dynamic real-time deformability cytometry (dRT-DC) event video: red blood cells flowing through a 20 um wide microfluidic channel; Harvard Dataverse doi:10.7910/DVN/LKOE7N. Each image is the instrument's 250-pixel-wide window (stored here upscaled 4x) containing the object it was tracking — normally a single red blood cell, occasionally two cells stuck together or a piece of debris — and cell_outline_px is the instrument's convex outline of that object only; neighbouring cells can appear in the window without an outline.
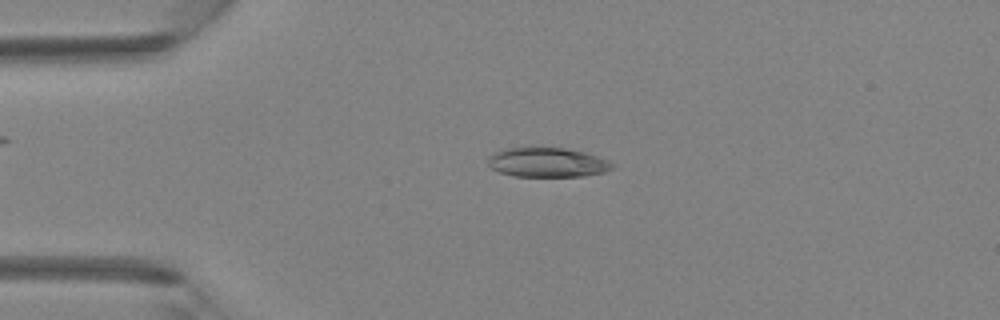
{"species": "Egyptian fruit bat (a non-hibernating species)", "species_latin": "Rousettus aegyptiacus", "temperature_condition": "room temperature", "stored_images_in_passage": 42, "camera_frame_rate_fps": 3000, "um_per_image_px": 0.085, "animal": {"sex": "female"}, "frame": {"image": 1, "passage_image": 10, "time_ms": 3.0, "image_size_px": [1000, 320], "cell_outline_px": [[616, 168], [604, 172], [584, 176], [512, 176], [500, 172], [492, 168], [488, 164], [488, 156], [492, 152], [504, 148], [564, 148], [584, 152], [608, 160], [616, 164]], "centroid_in_image_um": [46.54, 13.81], "position_along_channel_um": 38.5, "area_um2": 21.44}}
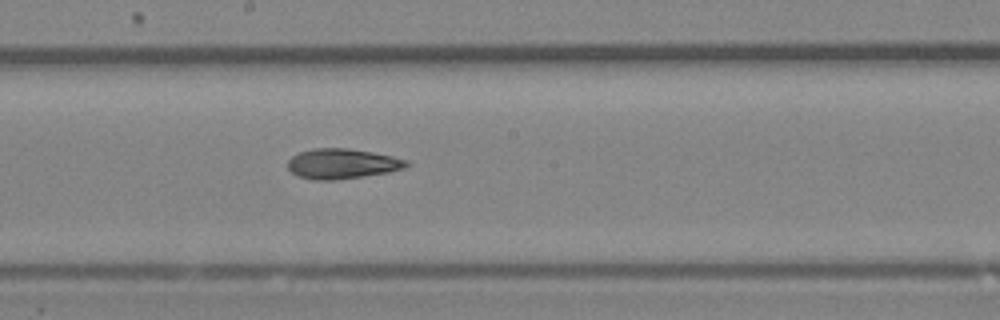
{"frame": {"image": 2, "passage_image": 23, "time_ms": 7.333, "image_size_px": [1000, 320], "cell_outline_px": [[408, 164], [404, 168], [388, 172], [364, 176], [332, 180], [312, 180], [300, 176], [292, 172], [288, 168], [288, 160], [292, 156], [300, 152], [316, 148], [348, 148], [372, 152], [392, 156], [408, 160]], "centroid_in_image_um": [29.08, 13.91], "position_along_channel_um": 219.1, "area_um2": 20.63}}
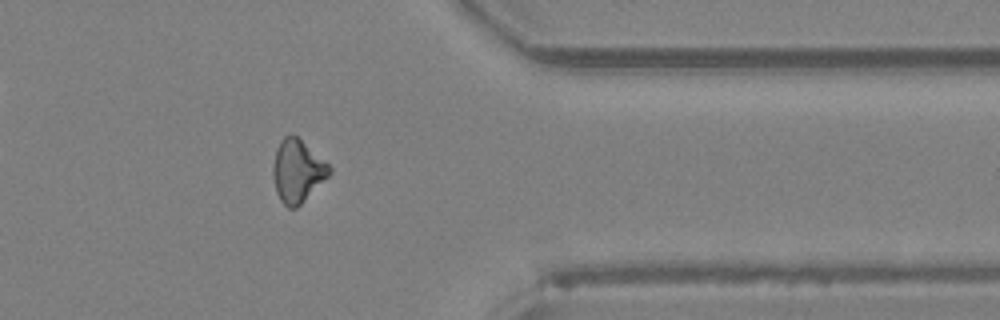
{"frame": {"image": 3, "passage_image": 34, "time_ms": 11.0, "image_size_px": [1000, 320], "cell_outline_px": [[332, 172], [296, 208], [288, 208], [280, 200], [276, 192], [272, 176], [272, 164], [276, 148], [280, 140], [284, 136], [292, 132], [328, 164], [332, 168]], "centroid_in_image_um": [25.24, 14.51], "position_along_channel_um": 386.2, "area_um2": 20.52}}